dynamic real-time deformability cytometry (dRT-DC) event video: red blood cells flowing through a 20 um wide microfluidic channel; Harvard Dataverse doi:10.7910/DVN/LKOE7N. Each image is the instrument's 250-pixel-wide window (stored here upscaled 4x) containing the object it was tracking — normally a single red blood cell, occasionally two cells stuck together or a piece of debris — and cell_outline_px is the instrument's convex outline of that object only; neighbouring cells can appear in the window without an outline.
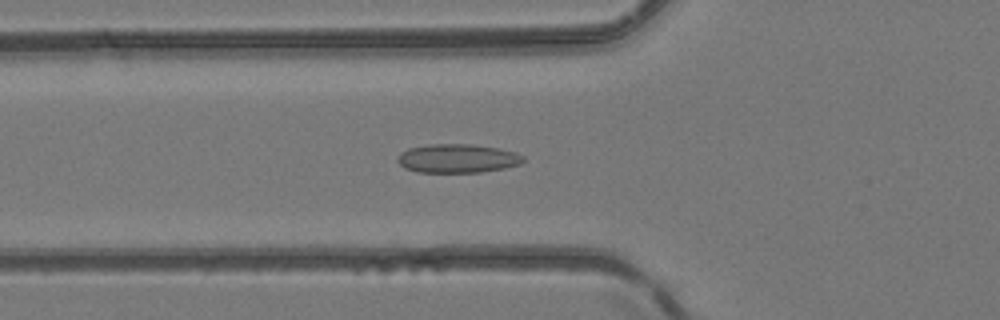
{"species": "common noctule bat (a hibernating species)", "species_latin": "Nyctalus noctula", "temperature_condition": "room temperature", "stored_images_in_passage": 49, "camera_frame_rate_fps": 3000, "um_per_image_px": 0.085, "animal": {"sex": "female", "body_mass_g": 24.6, "forearm_length_mm": 56.2}, "frame": {"image": 1, "passage_image": 18, "time_ms": 5.667, "image_size_px": [1000, 320], "cell_outline_px": [[524, 160], [520, 164], [504, 168], [480, 172], [416, 172], [404, 168], [396, 160], [396, 156], [400, 152], [408, 148], [428, 144], [472, 144], [496, 148], [516, 152], [524, 156]], "centroid_in_image_um": [38.84, 13.46], "position_along_channel_um": 87.0, "area_um2": 21.21}}
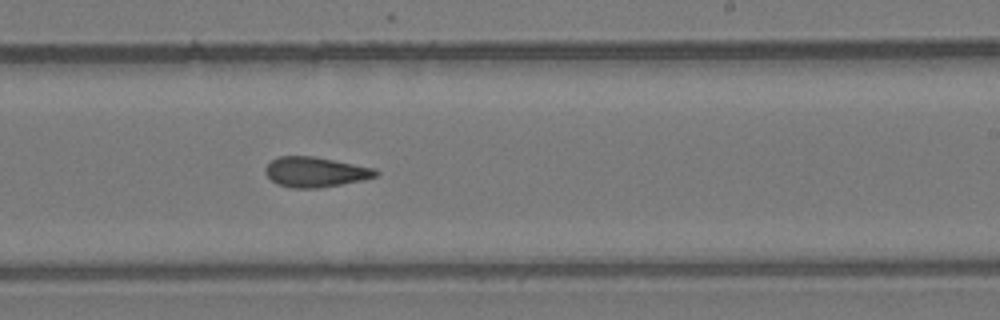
{"frame": {"image": 2, "passage_image": 30, "time_ms": 9.667, "image_size_px": [1000, 320], "cell_outline_px": [[380, 172], [376, 176], [364, 180], [320, 188], [292, 188], [276, 184], [264, 172], [264, 168], [272, 160], [280, 156], [312, 156], [376, 168]], "centroid_in_image_um": [26.82, 14.63], "position_along_channel_um": 262.2, "area_um2": 19.42}}
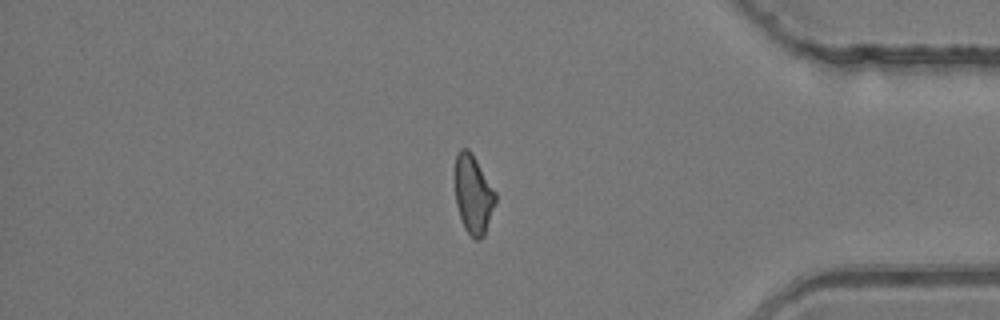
{"frame": {"image": 3, "passage_image": 41, "time_ms": 13.333, "image_size_px": [1000, 320], "cell_outline_px": [[496, 200], [484, 236], [480, 240], [476, 240], [464, 228], [456, 204], [456, 152], [460, 148], [468, 148], [472, 152], [496, 192]], "centroid_in_image_um": [40.24, 16.5], "position_along_channel_um": 395.0, "area_um2": 18.44}}